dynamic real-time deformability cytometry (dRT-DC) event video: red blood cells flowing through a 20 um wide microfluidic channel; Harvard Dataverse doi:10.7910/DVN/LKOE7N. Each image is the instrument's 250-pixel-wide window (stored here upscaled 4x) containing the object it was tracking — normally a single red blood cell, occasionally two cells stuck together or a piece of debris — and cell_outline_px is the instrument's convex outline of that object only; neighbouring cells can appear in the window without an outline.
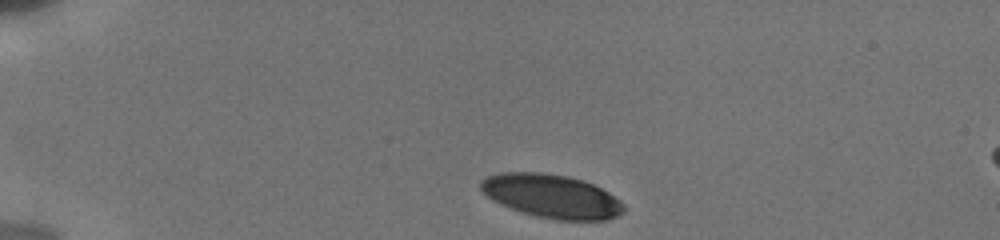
{"species": "human", "species_latin": "Homo sapiens", "temperature_condition": "cold", "stored_images_in_passage": 10, "camera_frame_rate_fps": 3000, "um_per_image_px": 0.085, "donor": {"sex": "male"}, "frame": {"image": 1, "passage_image": 1, "time_ms": 0.0, "image_size_px": [1000, 240], "cell_outline_px": [[624, 212], [616, 216], [604, 220], [556, 220], [536, 216], [520, 212], [500, 204], [492, 200], [480, 188], [480, 180], [488, 176], [500, 172], [544, 172], [568, 176], [584, 180], [608, 192], [620, 200], [624, 204]], "centroid_in_image_um": [46.88, 16.67], "position_along_channel_um": 38.1, "area_um2": 36.47}}
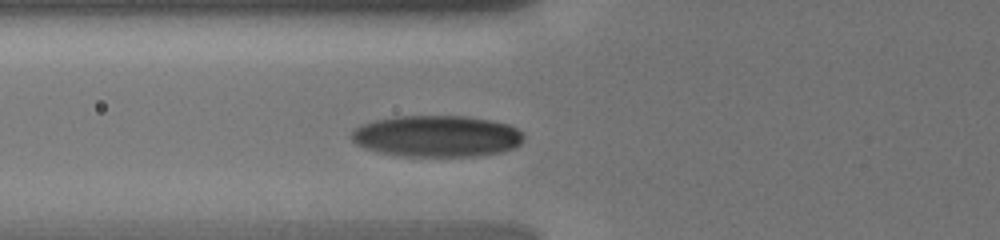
{"frame": {"image": 2, "passage_image": 6, "time_ms": 3.0, "image_size_px": [1000, 240], "cell_outline_px": [[524, 140], [520, 144], [512, 148], [500, 152], [480, 156], [396, 156], [364, 148], [356, 144], [348, 136], [360, 124], [392, 116], [468, 116], [492, 120], [508, 124], [516, 128], [524, 136]], "centroid_in_image_um": [37.1, 11.57], "position_along_channel_um": 88.7, "area_um2": 41.96}}
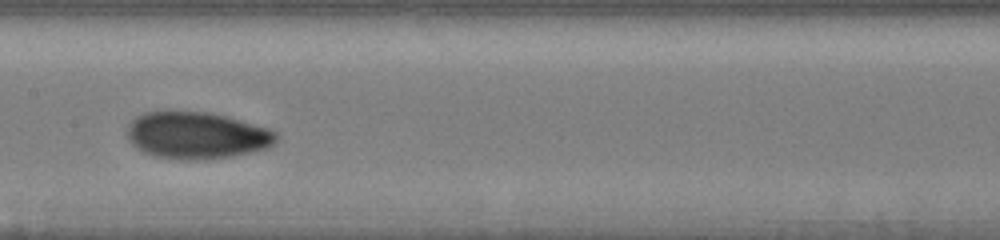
{"frame": {"image": 3, "passage_image": 9, "time_ms": 5.667, "image_size_px": [1000, 240], "cell_outline_px": [[280, 136], [276, 144], [268, 148], [252, 152], [232, 156], [200, 160], [188, 160], [152, 156], [136, 148], [128, 140], [128, 124], [136, 116], [144, 112], [164, 108], [208, 112], [224, 116], [268, 128], [276, 132]], "centroid_in_image_um": [16.69, 11.48], "position_along_channel_um": 190.7, "area_um2": 41.73}}